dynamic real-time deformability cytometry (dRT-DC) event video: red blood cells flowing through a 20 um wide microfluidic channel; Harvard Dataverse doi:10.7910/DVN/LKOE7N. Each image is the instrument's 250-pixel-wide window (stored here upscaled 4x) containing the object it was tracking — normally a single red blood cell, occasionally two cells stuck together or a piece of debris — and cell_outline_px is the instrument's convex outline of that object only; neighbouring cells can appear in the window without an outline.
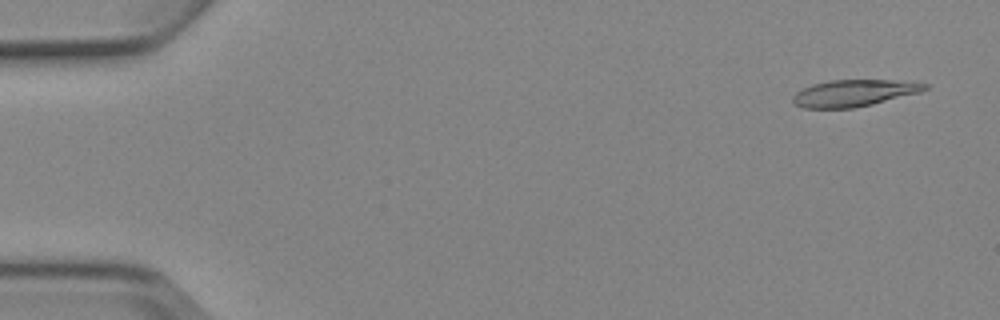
{"species": "Egyptian fruit bat (a non-hibernating species)", "species_latin": "Rousettus aegyptiacus", "temperature_condition": "cold", "stored_images_in_passage": 2, "segment_of_instrument_passage": [2, 2], "camera_frame_rate_fps": 3000, "um_per_image_px": 0.085, "animal": {"sex": "female"}, "frame": {"image": 1, "passage_image": 2, "time_ms": 2.333, "image_size_px": [1000, 320], "cell_outline_px": [[932, 84], [928, 88], [920, 92], [872, 104], [852, 108], [804, 108], [796, 104], [792, 100], [792, 96], [796, 92], [812, 84], [828, 80], [888, 80]], "centroid_in_image_um": [72.58, 7.9], "position_along_channel_um": 12.4, "area_um2": 20.4}}